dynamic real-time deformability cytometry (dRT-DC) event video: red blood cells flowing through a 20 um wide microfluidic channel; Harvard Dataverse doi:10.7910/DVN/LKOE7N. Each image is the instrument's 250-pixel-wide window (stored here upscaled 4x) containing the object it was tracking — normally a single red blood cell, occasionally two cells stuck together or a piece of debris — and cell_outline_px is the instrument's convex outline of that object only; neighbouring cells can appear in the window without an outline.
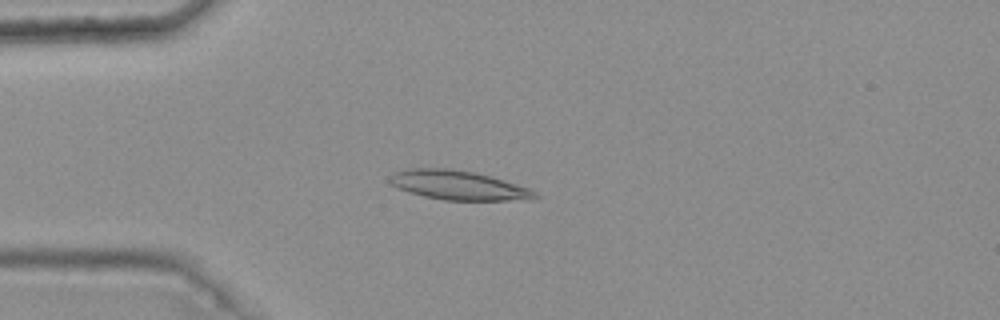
{"species": "common noctule bat (a hibernating species)", "species_latin": "Nyctalus noctula", "temperature_condition": "warm", "stored_images_in_passage": 3, "camera_frame_rate_fps": 3000, "um_per_image_px": 0.085, "animal": {"sex": "female", "body_mass_g": 25.1}, "frame": {"image": 1, "passage_image": 3, "time_ms": 0.667, "image_size_px": [1000, 320], "cell_outline_px": [[540, 196], [532, 200], [444, 200], [424, 196], [408, 192], [392, 184], [388, 180], [388, 176], [396, 172], [412, 168], [452, 168], [472, 172], [488, 176], [528, 188], [536, 192]], "centroid_in_image_um": [38.95, 15.75], "position_along_channel_um": 46.0, "area_um2": 24.51}}